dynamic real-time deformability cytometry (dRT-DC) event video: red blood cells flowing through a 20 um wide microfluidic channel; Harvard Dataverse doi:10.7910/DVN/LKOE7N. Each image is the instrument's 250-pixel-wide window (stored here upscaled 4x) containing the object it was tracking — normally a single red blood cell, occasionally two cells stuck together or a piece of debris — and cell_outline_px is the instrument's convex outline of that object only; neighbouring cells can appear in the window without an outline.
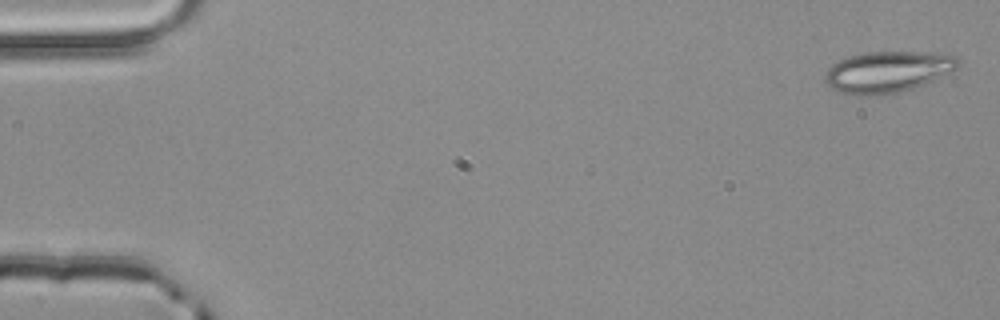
{"species": "common noctule bat (a hibernating species)", "species_latin": "Nyctalus noctula", "temperature_condition": "room temperature", "stored_images_in_passage": 5, "camera_frame_rate_fps": 3000, "um_per_image_px": 0.085, "animal": {"sex": "male", "body_mass_g": 20.4}, "frame": {"image": 1, "passage_image": 1, "time_ms": 0.0, "image_size_px": [1000, 320], "cell_outline_px": [[960, 64], [956, 68], [912, 88], [880, 96], [856, 96], [840, 92], [832, 88], [824, 80], [824, 72], [832, 64], [848, 56], [864, 52], [924, 52], [956, 56], [960, 60]], "centroid_in_image_um": [75.36, 6.11], "position_along_channel_um": 9.6, "area_um2": 31.73}}